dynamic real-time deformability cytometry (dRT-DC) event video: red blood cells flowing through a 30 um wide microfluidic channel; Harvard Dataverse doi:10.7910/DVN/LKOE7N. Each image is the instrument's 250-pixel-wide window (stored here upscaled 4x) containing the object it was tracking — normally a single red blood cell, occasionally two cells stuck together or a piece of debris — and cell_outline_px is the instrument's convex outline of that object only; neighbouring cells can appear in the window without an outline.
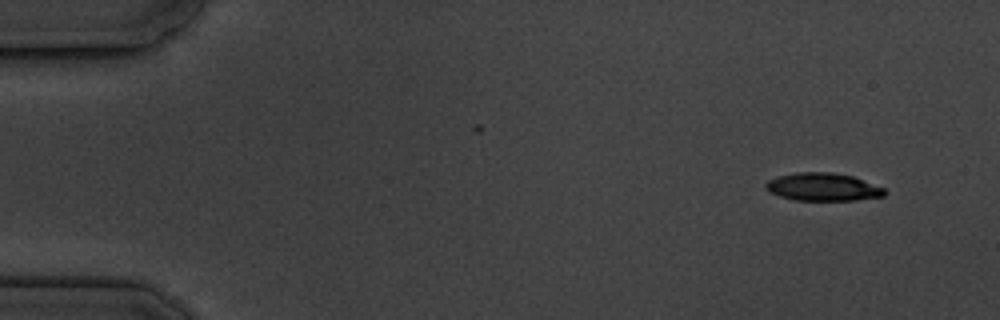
{"species": "common noctule bat (a hibernating species)", "species_latin": "Nyctalus noctula", "temperature_condition": "cold", "stored_images_in_passage": 10, "camera_frame_rate_fps": 3000, "um_per_image_px": 0.085, "animal": {"sex": "male", "body_mass_g": 19.5, "forearm_length_mm": 54.6}, "frame": {"image": 1, "passage_image": 1, "time_ms": 0.0, "image_size_px": [1000, 320], "cell_outline_px": [[888, 192], [884, 196], [856, 200], [796, 200], [780, 196], [772, 192], [764, 184], [768, 180], [776, 176], [796, 172], [832, 172], [852, 176], [884, 188]], "centroid_in_image_um": [69.97, 15.88], "position_along_channel_um": 15.0, "area_um2": 19.19}}
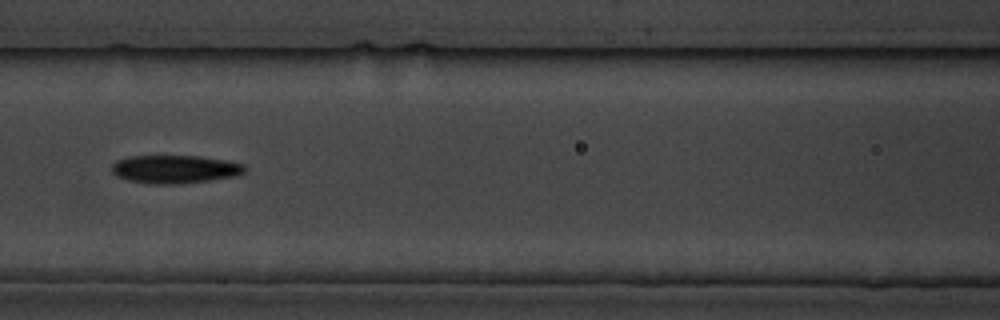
{"frame": {"image": 2, "passage_image": 7, "time_ms": 7.0, "image_size_px": [1000, 320], "cell_outline_px": [[244, 172], [236, 176], [180, 184], [148, 184], [128, 180], [116, 176], [112, 172], [112, 164], [116, 160], [128, 156], [200, 156], [224, 160], [244, 164]], "centroid_in_image_um": [14.82, 14.38], "position_along_channel_um": 151.8, "area_um2": 21.85}}